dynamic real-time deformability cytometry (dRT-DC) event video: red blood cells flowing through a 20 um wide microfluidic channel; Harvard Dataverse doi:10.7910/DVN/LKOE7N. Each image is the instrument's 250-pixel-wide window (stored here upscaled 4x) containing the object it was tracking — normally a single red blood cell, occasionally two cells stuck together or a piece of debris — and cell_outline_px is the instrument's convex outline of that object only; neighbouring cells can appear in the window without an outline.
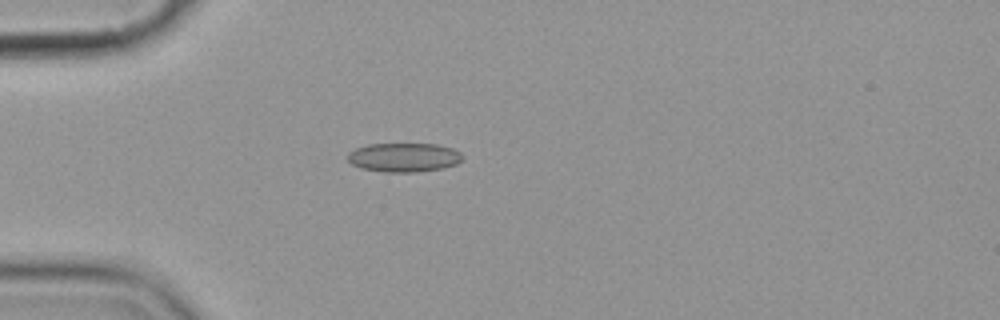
{"species": "common noctule bat (a hibernating species)", "species_latin": "Nyctalus noctula", "temperature_condition": "cold", "stored_images_in_passage": 1, "camera_frame_rate_fps": 3000, "um_per_image_px": 0.085, "animal": {"sex": "female", "body_mass_g": 19.9}, "frame": {"image": 1, "passage_image": 1, "time_ms": 0.0, "image_size_px": [1000, 320], "cell_outline_px": [[460, 160], [456, 164], [444, 168], [416, 172], [384, 172], [360, 168], [352, 164], [344, 156], [348, 152], [356, 148], [368, 144], [436, 144], [452, 148], [460, 152]], "centroid_in_image_um": [34.27, 13.38], "position_along_channel_um": 50.7, "area_um2": 19.48}}